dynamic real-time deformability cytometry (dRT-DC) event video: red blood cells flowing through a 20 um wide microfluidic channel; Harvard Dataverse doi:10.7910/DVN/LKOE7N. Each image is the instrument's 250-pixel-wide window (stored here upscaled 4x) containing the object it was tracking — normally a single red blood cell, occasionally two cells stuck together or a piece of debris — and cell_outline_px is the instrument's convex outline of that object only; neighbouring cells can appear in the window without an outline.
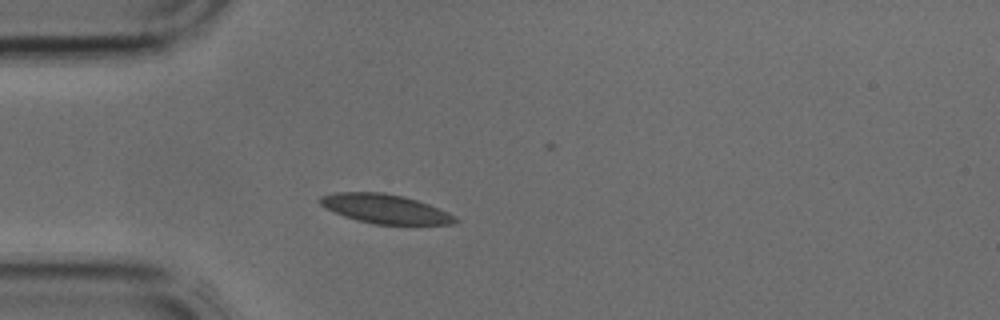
{"species": "common noctule bat (a hibernating species)", "species_latin": "Nyctalus noctula", "temperature_condition": "cold", "stored_images_in_passage": 3, "camera_frame_rate_fps": 3000, "um_per_image_px": 0.085, "animal": {"sex": "male", "body_mass_g": 17.9, "forearm_length_mm": 54.2}, "frame": {"image": 1, "passage_image": 3, "time_ms": 0.667, "image_size_px": [1000, 320], "cell_outline_px": [[460, 220], [452, 224], [376, 224], [356, 220], [344, 216], [324, 208], [316, 200], [320, 196], [336, 192], [384, 192], [404, 196], [428, 204], [456, 216]], "centroid_in_image_um": [32.69, 17.74], "position_along_channel_um": 52.3, "area_um2": 23.0}}